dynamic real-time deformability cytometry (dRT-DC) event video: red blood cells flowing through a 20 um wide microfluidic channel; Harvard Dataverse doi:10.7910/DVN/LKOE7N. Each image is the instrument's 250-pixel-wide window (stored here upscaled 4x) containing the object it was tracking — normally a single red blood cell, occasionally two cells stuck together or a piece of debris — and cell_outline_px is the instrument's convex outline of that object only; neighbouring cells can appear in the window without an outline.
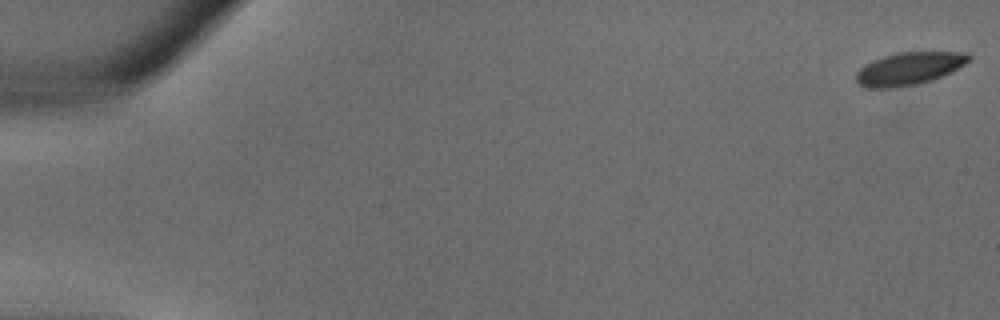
{"species": "common noctule bat (a hibernating species)", "species_latin": "Nyctalus noctula", "temperature_condition": "warm", "stored_images_in_passage": 10, "camera_frame_rate_fps": 3000, "um_per_image_px": 0.085, "animal": {"sex": "male", "body_mass_g": 18.8}, "frame": {"image": 1, "passage_image": 1, "time_ms": 0.0, "image_size_px": [1000, 320], "cell_outline_px": [[972, 56], [964, 64], [932, 80], [916, 84], [896, 88], [868, 88], [860, 84], [856, 80], [856, 72], [864, 64], [872, 60], [896, 52], [968, 52]], "centroid_in_image_um": [77.23, 5.82], "position_along_channel_um": 7.8, "area_um2": 21.33}}